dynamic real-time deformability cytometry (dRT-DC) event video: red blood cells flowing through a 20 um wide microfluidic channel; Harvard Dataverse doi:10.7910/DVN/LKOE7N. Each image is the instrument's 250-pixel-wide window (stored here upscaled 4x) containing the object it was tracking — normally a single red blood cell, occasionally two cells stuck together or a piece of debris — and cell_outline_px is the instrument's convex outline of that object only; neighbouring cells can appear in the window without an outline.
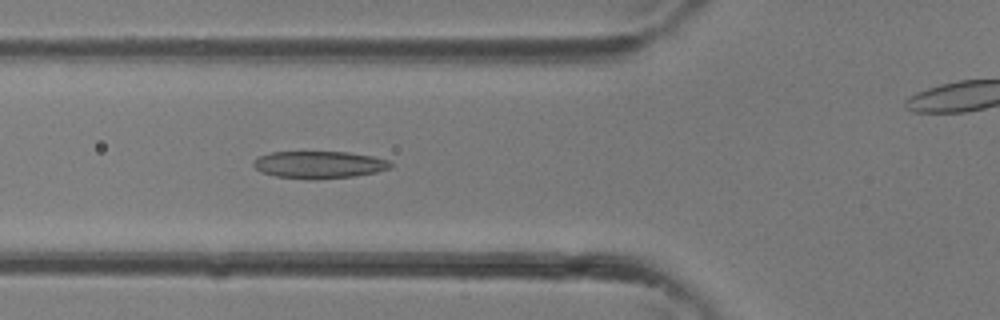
{"species": "common noctule bat (a hibernating species)", "species_latin": "Nyctalus noctula", "temperature_condition": "room temperature", "stored_images_in_passage": 37, "camera_frame_rate_fps": 3000, "um_per_image_px": 0.085, "animal": {"sex": "female"}, "frame": {"image": 1, "passage_image": 13, "time_ms": 4.0, "image_size_px": [1000, 320], "cell_outline_px": [[392, 168], [376, 172], [356, 176], [316, 180], [308, 180], [276, 176], [260, 172], [252, 164], [252, 160], [260, 156], [272, 152], [348, 152], [372, 156], [388, 160], [392, 164]], "centroid_in_image_um": [27.12, 14.01], "position_along_channel_um": 98.7, "area_um2": 22.02}}
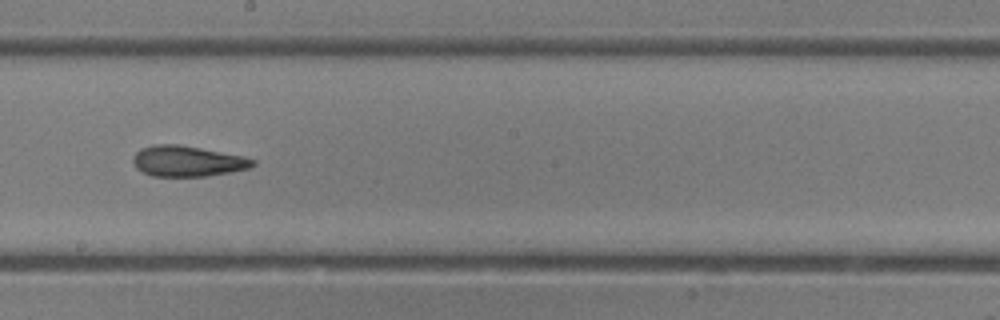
{"frame": {"image": 2, "passage_image": 20, "time_ms": 6.333, "image_size_px": [1000, 320], "cell_outline_px": [[256, 164], [248, 168], [208, 176], [152, 176], [136, 168], [132, 160], [132, 156], [140, 148], [156, 144], [180, 144], [244, 156], [256, 160]], "centroid_in_image_um": [15.92, 13.69], "position_along_channel_um": 232.3, "area_um2": 21.44}}
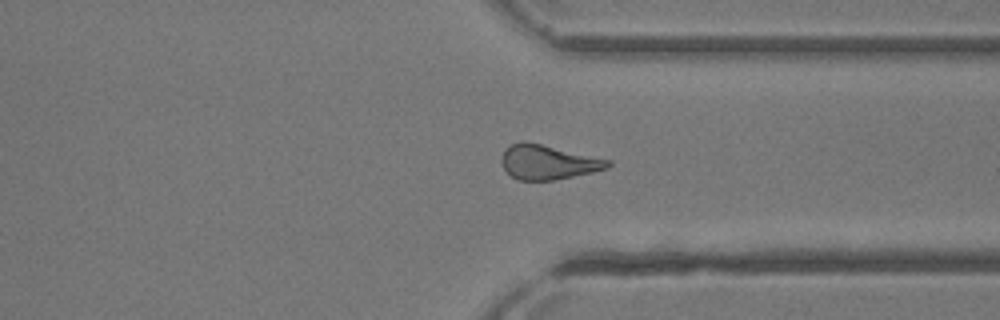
{"frame": {"image": 3, "passage_image": 27, "time_ms": 8.667, "image_size_px": [1000, 320], "cell_outline_px": [[612, 164], [608, 168], [592, 172], [552, 180], [520, 180], [512, 176], [504, 168], [500, 160], [504, 148], [512, 144], [540, 144], [612, 160]], "centroid_in_image_um": [46.61, 13.8], "position_along_channel_um": 364.8, "area_um2": 20.81}}